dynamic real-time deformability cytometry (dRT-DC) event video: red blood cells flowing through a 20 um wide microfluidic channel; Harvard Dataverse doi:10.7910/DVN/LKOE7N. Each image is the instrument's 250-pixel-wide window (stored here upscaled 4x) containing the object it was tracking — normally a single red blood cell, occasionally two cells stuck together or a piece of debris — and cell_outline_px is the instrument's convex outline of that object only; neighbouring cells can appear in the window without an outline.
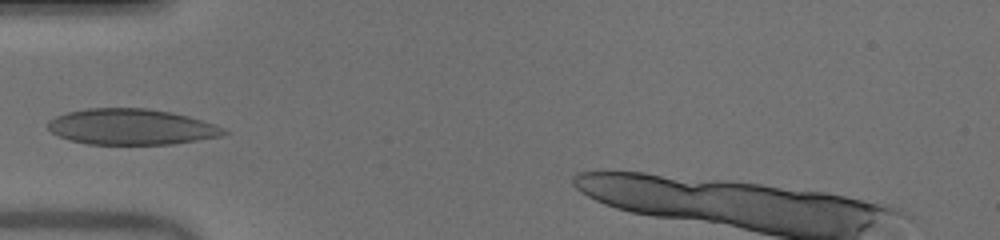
{"species": "human", "species_latin": "Homo sapiens", "temperature_condition": "warm", "stored_images_in_passage": 28, "camera_frame_rate_fps": 3000, "um_per_image_px": 0.085, "donor": {"sex": "male"}, "frame": {"image": 1, "passage_image": 1, "time_ms": 0.0, "image_size_px": [1000, 240], "cell_outline_px": [[228, 132], [220, 136], [172, 144], [88, 144], [68, 140], [52, 132], [48, 128], [48, 120], [56, 116], [68, 112], [88, 108], [148, 108], [172, 112], [188, 116], [216, 124], [224, 128]], "centroid_in_image_um": [11.16, 10.77], "position_along_channel_um": 73.8, "area_um2": 36.7}}
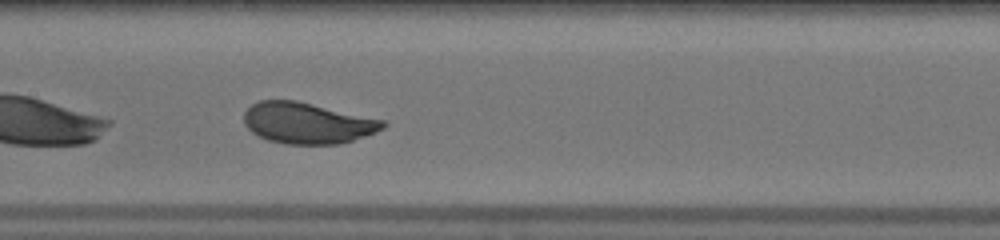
{"frame": {"image": 2, "passage_image": 9, "time_ms": 2.667, "image_size_px": [1000, 240], "cell_outline_px": [[388, 124], [384, 128], [364, 136], [340, 144], [284, 144], [268, 140], [252, 132], [244, 124], [244, 112], [252, 104], [260, 100], [296, 100], [384, 120]], "centroid_in_image_um": [26.11, 10.46], "position_along_channel_um": 181.3, "area_um2": 33.18}}